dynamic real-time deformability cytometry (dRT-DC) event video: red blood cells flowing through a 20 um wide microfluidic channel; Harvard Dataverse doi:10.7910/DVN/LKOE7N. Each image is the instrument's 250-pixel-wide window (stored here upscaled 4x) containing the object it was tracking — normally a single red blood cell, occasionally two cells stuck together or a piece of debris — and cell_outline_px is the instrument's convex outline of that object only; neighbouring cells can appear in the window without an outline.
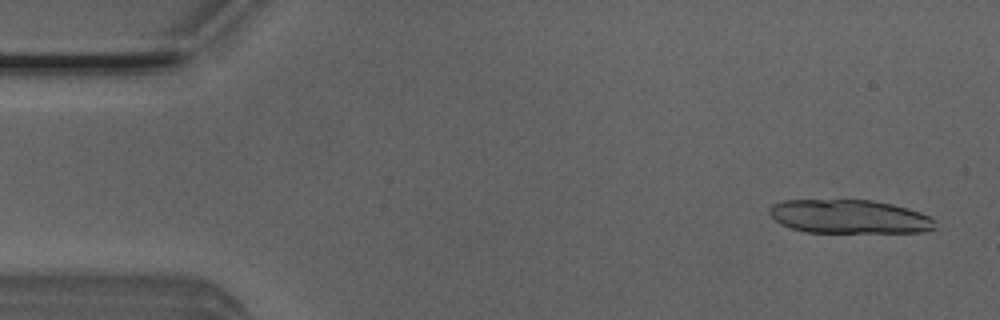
{"species": "Egyptian fruit bat (a non-hibernating species)", "species_latin": "Rousettus aegyptiacus", "temperature_condition": "room temperature", "stored_images_in_passage": 10, "camera_frame_rate_fps": 3000, "um_per_image_px": 0.085, "animal": {"sex": "male"}, "frame": {"image": 1, "passage_image": 2, "time_ms": 0.333, "image_size_px": [1000, 320], "cell_outline_px": [[936, 228], [924, 232], [808, 232], [792, 228], [780, 224], [768, 212], [768, 208], [772, 204], [784, 200], [872, 200], [892, 204], [920, 212], [932, 216]], "centroid_in_image_um": [72.19, 18.41], "position_along_channel_um": 12.8, "area_um2": 32.6}}